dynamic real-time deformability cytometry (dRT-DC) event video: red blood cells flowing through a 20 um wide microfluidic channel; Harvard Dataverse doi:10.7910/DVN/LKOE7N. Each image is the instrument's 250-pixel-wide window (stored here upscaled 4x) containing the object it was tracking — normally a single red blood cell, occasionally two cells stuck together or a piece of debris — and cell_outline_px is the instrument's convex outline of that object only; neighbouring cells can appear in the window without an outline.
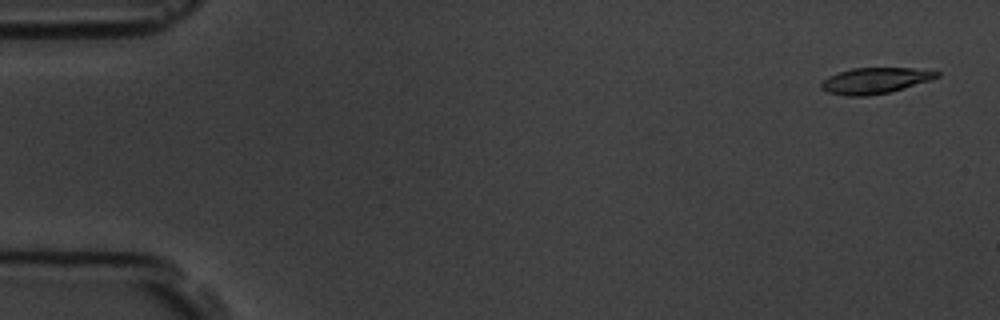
{"species": "common noctule bat (a hibernating species)", "species_latin": "Nyctalus noctula", "temperature_condition": "room temperature", "stored_images_in_passage": 4, "camera_frame_rate_fps": 3000, "um_per_image_px": 0.085, "animal": {"sex": "male", "body_mass_g": 19.5, "forearm_length_mm": 54.6}, "frame": {"image": 1, "passage_image": 1, "time_ms": 0.0, "image_size_px": [1000, 320], "cell_outline_px": [[940, 76], [904, 88], [888, 92], [868, 96], [844, 96], [828, 92], [820, 88], [820, 84], [828, 76], [852, 68], [912, 68], [940, 72]], "centroid_in_image_um": [74.33, 6.85], "position_along_channel_um": 10.7, "area_um2": 17.28}}
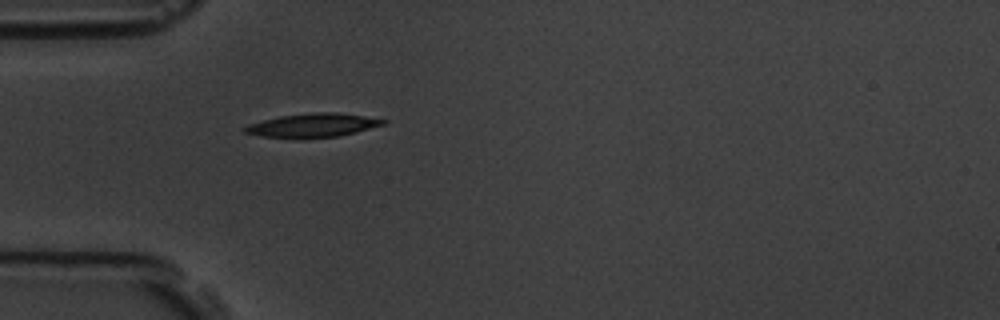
{"frame": {"image": 2, "passage_image": 4, "time_ms": 4.667, "image_size_px": [1000, 320], "cell_outline_px": [[388, 120], [384, 124], [340, 136], [304, 140], [260, 136], [244, 132], [244, 128], [248, 124], [280, 116], [312, 112], [336, 112], [364, 116]], "centroid_in_image_um": [26.55, 10.67], "position_along_channel_um": 58.4, "area_um2": 19.42}}